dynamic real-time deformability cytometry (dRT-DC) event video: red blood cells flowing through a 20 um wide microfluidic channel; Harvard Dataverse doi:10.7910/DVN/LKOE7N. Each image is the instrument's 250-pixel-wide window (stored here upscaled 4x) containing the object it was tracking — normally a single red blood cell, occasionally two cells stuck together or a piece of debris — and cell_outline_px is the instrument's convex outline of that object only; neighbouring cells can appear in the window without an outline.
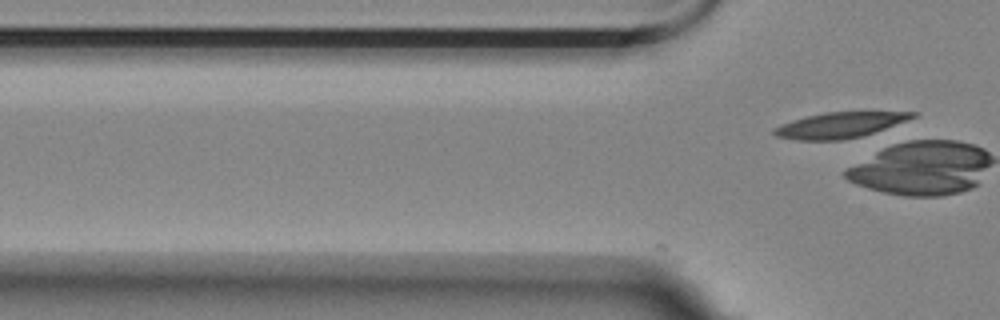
{"species": "Egyptian fruit bat (a non-hibernating species)", "species_latin": "Rousettus aegyptiacus", "temperature_condition": "room temperature", "stored_images_in_passage": 10, "camera_frame_rate_fps": 3000, "um_per_image_px": 0.085, "animal": {"sex": "female"}, "frame": {"image": 1, "passage_image": 10, "time_ms": 3.0, "image_size_px": [1000, 320], "cell_outline_px": [[916, 116], [884, 128], [860, 136], [844, 140], [796, 140], [776, 136], [772, 132], [772, 128], [780, 124], [792, 120], [824, 112], [916, 112]], "centroid_in_image_um": [71.28, 10.64], "position_along_channel_um": 54.5, "area_um2": 20.29}}